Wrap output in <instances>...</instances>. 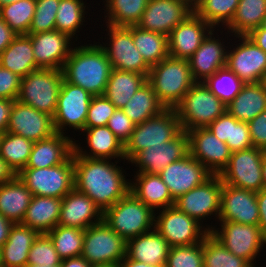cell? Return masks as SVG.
Returning <instances> with one entry per match:
<instances>
[{
    "mask_svg": "<svg viewBox=\"0 0 266 267\" xmlns=\"http://www.w3.org/2000/svg\"><path fill=\"white\" fill-rule=\"evenodd\" d=\"M81 135L86 139V148L82 142L74 139V152L81 156L93 159L122 160L125 164V145L107 126L85 128ZM86 134V135H85ZM86 136V137H85ZM79 142V143H76ZM89 149V150H88ZM88 151V152H87Z\"/></svg>",
    "mask_w": 266,
    "mask_h": 267,
    "instance_id": "26",
    "label": "cell"
},
{
    "mask_svg": "<svg viewBox=\"0 0 266 267\" xmlns=\"http://www.w3.org/2000/svg\"><path fill=\"white\" fill-rule=\"evenodd\" d=\"M219 140L232 143L233 116L227 111L207 127Z\"/></svg>",
    "mask_w": 266,
    "mask_h": 267,
    "instance_id": "56",
    "label": "cell"
},
{
    "mask_svg": "<svg viewBox=\"0 0 266 267\" xmlns=\"http://www.w3.org/2000/svg\"><path fill=\"white\" fill-rule=\"evenodd\" d=\"M189 154V139L186 131L181 130L173 139L162 145L150 146L140 151L130 162L136 172L159 174L167 165ZM138 167V168H137Z\"/></svg>",
    "mask_w": 266,
    "mask_h": 267,
    "instance_id": "19",
    "label": "cell"
},
{
    "mask_svg": "<svg viewBox=\"0 0 266 267\" xmlns=\"http://www.w3.org/2000/svg\"><path fill=\"white\" fill-rule=\"evenodd\" d=\"M85 3L83 0H60L55 30L69 35L77 42L79 39L77 33H80L82 26L87 25H84V22H87V20L85 21L88 13L86 9L89 7Z\"/></svg>",
    "mask_w": 266,
    "mask_h": 267,
    "instance_id": "42",
    "label": "cell"
},
{
    "mask_svg": "<svg viewBox=\"0 0 266 267\" xmlns=\"http://www.w3.org/2000/svg\"><path fill=\"white\" fill-rule=\"evenodd\" d=\"M36 0H20L0 7V17L17 35H28Z\"/></svg>",
    "mask_w": 266,
    "mask_h": 267,
    "instance_id": "45",
    "label": "cell"
},
{
    "mask_svg": "<svg viewBox=\"0 0 266 267\" xmlns=\"http://www.w3.org/2000/svg\"><path fill=\"white\" fill-rule=\"evenodd\" d=\"M73 47L63 68V79L82 87L92 96L103 95L112 65L98 42ZM78 45V46H77Z\"/></svg>",
    "mask_w": 266,
    "mask_h": 267,
    "instance_id": "2",
    "label": "cell"
},
{
    "mask_svg": "<svg viewBox=\"0 0 266 267\" xmlns=\"http://www.w3.org/2000/svg\"><path fill=\"white\" fill-rule=\"evenodd\" d=\"M60 0H36L35 14L28 34L55 30Z\"/></svg>",
    "mask_w": 266,
    "mask_h": 267,
    "instance_id": "49",
    "label": "cell"
},
{
    "mask_svg": "<svg viewBox=\"0 0 266 267\" xmlns=\"http://www.w3.org/2000/svg\"><path fill=\"white\" fill-rule=\"evenodd\" d=\"M238 4L239 0H195L193 12L214 29H224L233 19Z\"/></svg>",
    "mask_w": 266,
    "mask_h": 267,
    "instance_id": "41",
    "label": "cell"
},
{
    "mask_svg": "<svg viewBox=\"0 0 266 267\" xmlns=\"http://www.w3.org/2000/svg\"><path fill=\"white\" fill-rule=\"evenodd\" d=\"M103 3L105 24L128 27L139 23L148 0H104Z\"/></svg>",
    "mask_w": 266,
    "mask_h": 267,
    "instance_id": "40",
    "label": "cell"
},
{
    "mask_svg": "<svg viewBox=\"0 0 266 267\" xmlns=\"http://www.w3.org/2000/svg\"><path fill=\"white\" fill-rule=\"evenodd\" d=\"M108 37L98 43L105 51L112 69L136 72L148 77L150 66L145 62L141 53L134 45L132 32L127 27H116L105 24ZM109 40V41H108Z\"/></svg>",
    "mask_w": 266,
    "mask_h": 267,
    "instance_id": "13",
    "label": "cell"
},
{
    "mask_svg": "<svg viewBox=\"0 0 266 267\" xmlns=\"http://www.w3.org/2000/svg\"><path fill=\"white\" fill-rule=\"evenodd\" d=\"M146 82L147 76L144 74L112 69L103 95L116 109H122Z\"/></svg>",
    "mask_w": 266,
    "mask_h": 267,
    "instance_id": "36",
    "label": "cell"
},
{
    "mask_svg": "<svg viewBox=\"0 0 266 267\" xmlns=\"http://www.w3.org/2000/svg\"><path fill=\"white\" fill-rule=\"evenodd\" d=\"M253 147L266 151V110L247 122Z\"/></svg>",
    "mask_w": 266,
    "mask_h": 267,
    "instance_id": "55",
    "label": "cell"
},
{
    "mask_svg": "<svg viewBox=\"0 0 266 267\" xmlns=\"http://www.w3.org/2000/svg\"><path fill=\"white\" fill-rule=\"evenodd\" d=\"M120 160L81 157L74 152V187L104 212L130 191V179Z\"/></svg>",
    "mask_w": 266,
    "mask_h": 267,
    "instance_id": "1",
    "label": "cell"
},
{
    "mask_svg": "<svg viewBox=\"0 0 266 267\" xmlns=\"http://www.w3.org/2000/svg\"><path fill=\"white\" fill-rule=\"evenodd\" d=\"M170 246L153 230L126 241V257L157 267H165Z\"/></svg>",
    "mask_w": 266,
    "mask_h": 267,
    "instance_id": "29",
    "label": "cell"
},
{
    "mask_svg": "<svg viewBox=\"0 0 266 267\" xmlns=\"http://www.w3.org/2000/svg\"><path fill=\"white\" fill-rule=\"evenodd\" d=\"M218 221L258 225L259 207L256 192L222 183Z\"/></svg>",
    "mask_w": 266,
    "mask_h": 267,
    "instance_id": "24",
    "label": "cell"
},
{
    "mask_svg": "<svg viewBox=\"0 0 266 267\" xmlns=\"http://www.w3.org/2000/svg\"><path fill=\"white\" fill-rule=\"evenodd\" d=\"M14 223L0 213V248L6 243Z\"/></svg>",
    "mask_w": 266,
    "mask_h": 267,
    "instance_id": "62",
    "label": "cell"
},
{
    "mask_svg": "<svg viewBox=\"0 0 266 267\" xmlns=\"http://www.w3.org/2000/svg\"><path fill=\"white\" fill-rule=\"evenodd\" d=\"M107 127L125 145L134 131L135 124L122 109H116L109 118Z\"/></svg>",
    "mask_w": 266,
    "mask_h": 267,
    "instance_id": "52",
    "label": "cell"
},
{
    "mask_svg": "<svg viewBox=\"0 0 266 267\" xmlns=\"http://www.w3.org/2000/svg\"><path fill=\"white\" fill-rule=\"evenodd\" d=\"M263 84H264L265 87H266V75H265V77H264Z\"/></svg>",
    "mask_w": 266,
    "mask_h": 267,
    "instance_id": "70",
    "label": "cell"
},
{
    "mask_svg": "<svg viewBox=\"0 0 266 267\" xmlns=\"http://www.w3.org/2000/svg\"><path fill=\"white\" fill-rule=\"evenodd\" d=\"M204 267H253L246 259L228 251L209 233L203 240Z\"/></svg>",
    "mask_w": 266,
    "mask_h": 267,
    "instance_id": "46",
    "label": "cell"
},
{
    "mask_svg": "<svg viewBox=\"0 0 266 267\" xmlns=\"http://www.w3.org/2000/svg\"><path fill=\"white\" fill-rule=\"evenodd\" d=\"M221 191L222 181L220 176L212 175L203 184L176 199L174 206L200 224H203V226L204 220H211L212 216L215 221L217 219L218 223Z\"/></svg>",
    "mask_w": 266,
    "mask_h": 267,
    "instance_id": "16",
    "label": "cell"
},
{
    "mask_svg": "<svg viewBox=\"0 0 266 267\" xmlns=\"http://www.w3.org/2000/svg\"><path fill=\"white\" fill-rule=\"evenodd\" d=\"M59 257L63 259L79 257L83 251L84 230L57 225L47 233Z\"/></svg>",
    "mask_w": 266,
    "mask_h": 267,
    "instance_id": "44",
    "label": "cell"
},
{
    "mask_svg": "<svg viewBox=\"0 0 266 267\" xmlns=\"http://www.w3.org/2000/svg\"><path fill=\"white\" fill-rule=\"evenodd\" d=\"M14 100L0 98V134L6 132Z\"/></svg>",
    "mask_w": 266,
    "mask_h": 267,
    "instance_id": "57",
    "label": "cell"
},
{
    "mask_svg": "<svg viewBox=\"0 0 266 267\" xmlns=\"http://www.w3.org/2000/svg\"><path fill=\"white\" fill-rule=\"evenodd\" d=\"M81 256L92 266L119 265L126 257V241L102 220L84 230Z\"/></svg>",
    "mask_w": 266,
    "mask_h": 267,
    "instance_id": "10",
    "label": "cell"
},
{
    "mask_svg": "<svg viewBox=\"0 0 266 267\" xmlns=\"http://www.w3.org/2000/svg\"><path fill=\"white\" fill-rule=\"evenodd\" d=\"M232 38L237 41L231 42L232 44L229 41L226 67L244 84L263 82L266 75V53L248 36Z\"/></svg>",
    "mask_w": 266,
    "mask_h": 267,
    "instance_id": "14",
    "label": "cell"
},
{
    "mask_svg": "<svg viewBox=\"0 0 266 267\" xmlns=\"http://www.w3.org/2000/svg\"><path fill=\"white\" fill-rule=\"evenodd\" d=\"M119 267H157L154 265L146 264L140 261H134L125 257L118 265Z\"/></svg>",
    "mask_w": 266,
    "mask_h": 267,
    "instance_id": "64",
    "label": "cell"
},
{
    "mask_svg": "<svg viewBox=\"0 0 266 267\" xmlns=\"http://www.w3.org/2000/svg\"><path fill=\"white\" fill-rule=\"evenodd\" d=\"M22 267H61V265H53V266H49V265H36V264H30V263H26L24 266Z\"/></svg>",
    "mask_w": 266,
    "mask_h": 267,
    "instance_id": "66",
    "label": "cell"
},
{
    "mask_svg": "<svg viewBox=\"0 0 266 267\" xmlns=\"http://www.w3.org/2000/svg\"><path fill=\"white\" fill-rule=\"evenodd\" d=\"M17 176L33 196L62 199L74 188V151L65 163L48 168H23Z\"/></svg>",
    "mask_w": 266,
    "mask_h": 267,
    "instance_id": "8",
    "label": "cell"
},
{
    "mask_svg": "<svg viewBox=\"0 0 266 267\" xmlns=\"http://www.w3.org/2000/svg\"><path fill=\"white\" fill-rule=\"evenodd\" d=\"M33 195L17 176L0 185V213L14 224L21 223Z\"/></svg>",
    "mask_w": 266,
    "mask_h": 267,
    "instance_id": "34",
    "label": "cell"
},
{
    "mask_svg": "<svg viewBox=\"0 0 266 267\" xmlns=\"http://www.w3.org/2000/svg\"><path fill=\"white\" fill-rule=\"evenodd\" d=\"M265 151L257 147L231 153L227 166L219 174L222 183L258 192L264 188L262 160Z\"/></svg>",
    "mask_w": 266,
    "mask_h": 267,
    "instance_id": "15",
    "label": "cell"
},
{
    "mask_svg": "<svg viewBox=\"0 0 266 267\" xmlns=\"http://www.w3.org/2000/svg\"><path fill=\"white\" fill-rule=\"evenodd\" d=\"M62 69H36L21 79L17 100L54 116L62 85Z\"/></svg>",
    "mask_w": 266,
    "mask_h": 267,
    "instance_id": "6",
    "label": "cell"
},
{
    "mask_svg": "<svg viewBox=\"0 0 266 267\" xmlns=\"http://www.w3.org/2000/svg\"><path fill=\"white\" fill-rule=\"evenodd\" d=\"M34 142L20 135L0 134V157L18 174L29 160Z\"/></svg>",
    "mask_w": 266,
    "mask_h": 267,
    "instance_id": "43",
    "label": "cell"
},
{
    "mask_svg": "<svg viewBox=\"0 0 266 267\" xmlns=\"http://www.w3.org/2000/svg\"><path fill=\"white\" fill-rule=\"evenodd\" d=\"M17 34L0 17V54L11 44Z\"/></svg>",
    "mask_w": 266,
    "mask_h": 267,
    "instance_id": "59",
    "label": "cell"
},
{
    "mask_svg": "<svg viewBox=\"0 0 266 267\" xmlns=\"http://www.w3.org/2000/svg\"><path fill=\"white\" fill-rule=\"evenodd\" d=\"M62 199L33 196L21 224L47 234L58 225Z\"/></svg>",
    "mask_w": 266,
    "mask_h": 267,
    "instance_id": "32",
    "label": "cell"
},
{
    "mask_svg": "<svg viewBox=\"0 0 266 267\" xmlns=\"http://www.w3.org/2000/svg\"><path fill=\"white\" fill-rule=\"evenodd\" d=\"M39 233L21 223L10 230L6 243L0 248L1 267H22L28 262V255Z\"/></svg>",
    "mask_w": 266,
    "mask_h": 267,
    "instance_id": "31",
    "label": "cell"
},
{
    "mask_svg": "<svg viewBox=\"0 0 266 267\" xmlns=\"http://www.w3.org/2000/svg\"><path fill=\"white\" fill-rule=\"evenodd\" d=\"M61 267H93L82 256L63 259Z\"/></svg>",
    "mask_w": 266,
    "mask_h": 267,
    "instance_id": "63",
    "label": "cell"
},
{
    "mask_svg": "<svg viewBox=\"0 0 266 267\" xmlns=\"http://www.w3.org/2000/svg\"><path fill=\"white\" fill-rule=\"evenodd\" d=\"M135 173L134 179H130V192L140 201L154 212L174 205L175 201L159 174Z\"/></svg>",
    "mask_w": 266,
    "mask_h": 267,
    "instance_id": "30",
    "label": "cell"
},
{
    "mask_svg": "<svg viewBox=\"0 0 266 267\" xmlns=\"http://www.w3.org/2000/svg\"><path fill=\"white\" fill-rule=\"evenodd\" d=\"M62 259L55 250L47 234H39L34 240L28 255V262L36 265H61Z\"/></svg>",
    "mask_w": 266,
    "mask_h": 267,
    "instance_id": "50",
    "label": "cell"
},
{
    "mask_svg": "<svg viewBox=\"0 0 266 267\" xmlns=\"http://www.w3.org/2000/svg\"><path fill=\"white\" fill-rule=\"evenodd\" d=\"M256 199L259 207V224L262 234L266 238V188H262L256 193Z\"/></svg>",
    "mask_w": 266,
    "mask_h": 267,
    "instance_id": "58",
    "label": "cell"
},
{
    "mask_svg": "<svg viewBox=\"0 0 266 267\" xmlns=\"http://www.w3.org/2000/svg\"><path fill=\"white\" fill-rule=\"evenodd\" d=\"M93 267H119L118 265H100V266H93Z\"/></svg>",
    "mask_w": 266,
    "mask_h": 267,
    "instance_id": "69",
    "label": "cell"
},
{
    "mask_svg": "<svg viewBox=\"0 0 266 267\" xmlns=\"http://www.w3.org/2000/svg\"><path fill=\"white\" fill-rule=\"evenodd\" d=\"M226 106L204 82H195L175 107L181 129L207 128L226 112Z\"/></svg>",
    "mask_w": 266,
    "mask_h": 267,
    "instance_id": "5",
    "label": "cell"
},
{
    "mask_svg": "<svg viewBox=\"0 0 266 267\" xmlns=\"http://www.w3.org/2000/svg\"><path fill=\"white\" fill-rule=\"evenodd\" d=\"M210 232L222 245L234 255L246 259L256 267V258L266 247V238L258 225H246L233 221H218ZM265 246V247H264ZM255 261V263H254Z\"/></svg>",
    "mask_w": 266,
    "mask_h": 267,
    "instance_id": "11",
    "label": "cell"
},
{
    "mask_svg": "<svg viewBox=\"0 0 266 267\" xmlns=\"http://www.w3.org/2000/svg\"><path fill=\"white\" fill-rule=\"evenodd\" d=\"M21 79L22 77L0 65V98L17 100Z\"/></svg>",
    "mask_w": 266,
    "mask_h": 267,
    "instance_id": "53",
    "label": "cell"
},
{
    "mask_svg": "<svg viewBox=\"0 0 266 267\" xmlns=\"http://www.w3.org/2000/svg\"><path fill=\"white\" fill-rule=\"evenodd\" d=\"M92 97L82 87L63 79L53 116L56 133L67 135L68 128L74 130V134L83 131Z\"/></svg>",
    "mask_w": 266,
    "mask_h": 267,
    "instance_id": "12",
    "label": "cell"
},
{
    "mask_svg": "<svg viewBox=\"0 0 266 267\" xmlns=\"http://www.w3.org/2000/svg\"><path fill=\"white\" fill-rule=\"evenodd\" d=\"M262 28H265L266 29V16L264 17L261 25H260Z\"/></svg>",
    "mask_w": 266,
    "mask_h": 267,
    "instance_id": "68",
    "label": "cell"
},
{
    "mask_svg": "<svg viewBox=\"0 0 266 267\" xmlns=\"http://www.w3.org/2000/svg\"><path fill=\"white\" fill-rule=\"evenodd\" d=\"M0 65L20 77L36 70L31 38L28 35H17L0 54Z\"/></svg>",
    "mask_w": 266,
    "mask_h": 267,
    "instance_id": "35",
    "label": "cell"
},
{
    "mask_svg": "<svg viewBox=\"0 0 266 267\" xmlns=\"http://www.w3.org/2000/svg\"><path fill=\"white\" fill-rule=\"evenodd\" d=\"M165 267H204L203 241L170 247Z\"/></svg>",
    "mask_w": 266,
    "mask_h": 267,
    "instance_id": "48",
    "label": "cell"
},
{
    "mask_svg": "<svg viewBox=\"0 0 266 267\" xmlns=\"http://www.w3.org/2000/svg\"><path fill=\"white\" fill-rule=\"evenodd\" d=\"M231 152L246 150L253 147L247 122L238 121L233 116L232 143H226Z\"/></svg>",
    "mask_w": 266,
    "mask_h": 267,
    "instance_id": "54",
    "label": "cell"
},
{
    "mask_svg": "<svg viewBox=\"0 0 266 267\" xmlns=\"http://www.w3.org/2000/svg\"><path fill=\"white\" fill-rule=\"evenodd\" d=\"M18 1L20 0H0V7L7 5V4L14 3V2H18Z\"/></svg>",
    "mask_w": 266,
    "mask_h": 267,
    "instance_id": "67",
    "label": "cell"
},
{
    "mask_svg": "<svg viewBox=\"0 0 266 267\" xmlns=\"http://www.w3.org/2000/svg\"><path fill=\"white\" fill-rule=\"evenodd\" d=\"M147 81L165 108H175L196 82L188 59L170 56L151 66Z\"/></svg>",
    "mask_w": 266,
    "mask_h": 267,
    "instance_id": "3",
    "label": "cell"
},
{
    "mask_svg": "<svg viewBox=\"0 0 266 267\" xmlns=\"http://www.w3.org/2000/svg\"><path fill=\"white\" fill-rule=\"evenodd\" d=\"M212 222L203 226L173 205L155 212L154 228L170 247L193 245L202 242L214 229Z\"/></svg>",
    "mask_w": 266,
    "mask_h": 267,
    "instance_id": "9",
    "label": "cell"
},
{
    "mask_svg": "<svg viewBox=\"0 0 266 267\" xmlns=\"http://www.w3.org/2000/svg\"><path fill=\"white\" fill-rule=\"evenodd\" d=\"M210 91L228 105L241 91L244 83L227 67L219 69L204 81Z\"/></svg>",
    "mask_w": 266,
    "mask_h": 267,
    "instance_id": "47",
    "label": "cell"
},
{
    "mask_svg": "<svg viewBox=\"0 0 266 267\" xmlns=\"http://www.w3.org/2000/svg\"><path fill=\"white\" fill-rule=\"evenodd\" d=\"M6 132L37 142L51 137L56 130L53 116L14 100Z\"/></svg>",
    "mask_w": 266,
    "mask_h": 267,
    "instance_id": "21",
    "label": "cell"
},
{
    "mask_svg": "<svg viewBox=\"0 0 266 267\" xmlns=\"http://www.w3.org/2000/svg\"><path fill=\"white\" fill-rule=\"evenodd\" d=\"M159 175L175 201L183 194L203 184L213 174L188 154L184 158L167 165Z\"/></svg>",
    "mask_w": 266,
    "mask_h": 267,
    "instance_id": "20",
    "label": "cell"
},
{
    "mask_svg": "<svg viewBox=\"0 0 266 267\" xmlns=\"http://www.w3.org/2000/svg\"><path fill=\"white\" fill-rule=\"evenodd\" d=\"M212 29L209 23L193 12L168 36L169 56L189 59Z\"/></svg>",
    "mask_w": 266,
    "mask_h": 267,
    "instance_id": "25",
    "label": "cell"
},
{
    "mask_svg": "<svg viewBox=\"0 0 266 267\" xmlns=\"http://www.w3.org/2000/svg\"><path fill=\"white\" fill-rule=\"evenodd\" d=\"M115 110V105L104 95L93 96L89 105L85 128L107 126L109 118Z\"/></svg>",
    "mask_w": 266,
    "mask_h": 267,
    "instance_id": "51",
    "label": "cell"
},
{
    "mask_svg": "<svg viewBox=\"0 0 266 267\" xmlns=\"http://www.w3.org/2000/svg\"><path fill=\"white\" fill-rule=\"evenodd\" d=\"M165 109L148 81L135 92L122 108L135 125L160 114Z\"/></svg>",
    "mask_w": 266,
    "mask_h": 267,
    "instance_id": "39",
    "label": "cell"
},
{
    "mask_svg": "<svg viewBox=\"0 0 266 267\" xmlns=\"http://www.w3.org/2000/svg\"><path fill=\"white\" fill-rule=\"evenodd\" d=\"M181 130L175 108H166L160 114L135 125L130 139L125 143L126 163H129L140 151L173 139Z\"/></svg>",
    "mask_w": 266,
    "mask_h": 267,
    "instance_id": "7",
    "label": "cell"
},
{
    "mask_svg": "<svg viewBox=\"0 0 266 267\" xmlns=\"http://www.w3.org/2000/svg\"><path fill=\"white\" fill-rule=\"evenodd\" d=\"M219 32V35L225 34V37L227 38V44L226 38L224 39L223 36L219 37ZM230 35L231 34L228 31L226 32V29L220 30L218 28L216 30L213 28L202 41L199 48L188 59L191 74L196 82H204L208 77L215 74L219 69L226 67L227 50L229 44L228 40H233L230 39Z\"/></svg>",
    "mask_w": 266,
    "mask_h": 267,
    "instance_id": "18",
    "label": "cell"
},
{
    "mask_svg": "<svg viewBox=\"0 0 266 267\" xmlns=\"http://www.w3.org/2000/svg\"><path fill=\"white\" fill-rule=\"evenodd\" d=\"M262 179L264 183V188H266V151L262 160Z\"/></svg>",
    "mask_w": 266,
    "mask_h": 267,
    "instance_id": "65",
    "label": "cell"
},
{
    "mask_svg": "<svg viewBox=\"0 0 266 267\" xmlns=\"http://www.w3.org/2000/svg\"><path fill=\"white\" fill-rule=\"evenodd\" d=\"M266 16V0H239L236 13L224 28L231 36H247Z\"/></svg>",
    "mask_w": 266,
    "mask_h": 267,
    "instance_id": "38",
    "label": "cell"
},
{
    "mask_svg": "<svg viewBox=\"0 0 266 267\" xmlns=\"http://www.w3.org/2000/svg\"><path fill=\"white\" fill-rule=\"evenodd\" d=\"M102 220L101 209L75 187L62 198L58 225L85 230Z\"/></svg>",
    "mask_w": 266,
    "mask_h": 267,
    "instance_id": "27",
    "label": "cell"
},
{
    "mask_svg": "<svg viewBox=\"0 0 266 267\" xmlns=\"http://www.w3.org/2000/svg\"><path fill=\"white\" fill-rule=\"evenodd\" d=\"M74 138L55 133L47 139L34 142L25 168H48L65 163L73 154Z\"/></svg>",
    "mask_w": 266,
    "mask_h": 267,
    "instance_id": "28",
    "label": "cell"
},
{
    "mask_svg": "<svg viewBox=\"0 0 266 267\" xmlns=\"http://www.w3.org/2000/svg\"><path fill=\"white\" fill-rule=\"evenodd\" d=\"M28 36L31 38L37 69H62L75 46L74 39L57 30Z\"/></svg>",
    "mask_w": 266,
    "mask_h": 267,
    "instance_id": "23",
    "label": "cell"
},
{
    "mask_svg": "<svg viewBox=\"0 0 266 267\" xmlns=\"http://www.w3.org/2000/svg\"><path fill=\"white\" fill-rule=\"evenodd\" d=\"M17 177L13 168L0 157V185L10 182Z\"/></svg>",
    "mask_w": 266,
    "mask_h": 267,
    "instance_id": "61",
    "label": "cell"
},
{
    "mask_svg": "<svg viewBox=\"0 0 266 267\" xmlns=\"http://www.w3.org/2000/svg\"><path fill=\"white\" fill-rule=\"evenodd\" d=\"M103 220L128 241L154 229L155 212L129 191L103 212Z\"/></svg>",
    "mask_w": 266,
    "mask_h": 267,
    "instance_id": "4",
    "label": "cell"
},
{
    "mask_svg": "<svg viewBox=\"0 0 266 267\" xmlns=\"http://www.w3.org/2000/svg\"><path fill=\"white\" fill-rule=\"evenodd\" d=\"M189 139V154L205 166L213 175H219L227 166L231 150L208 128L186 131Z\"/></svg>",
    "mask_w": 266,
    "mask_h": 267,
    "instance_id": "22",
    "label": "cell"
},
{
    "mask_svg": "<svg viewBox=\"0 0 266 267\" xmlns=\"http://www.w3.org/2000/svg\"><path fill=\"white\" fill-rule=\"evenodd\" d=\"M192 13V0H148L137 26L169 36Z\"/></svg>",
    "mask_w": 266,
    "mask_h": 267,
    "instance_id": "17",
    "label": "cell"
},
{
    "mask_svg": "<svg viewBox=\"0 0 266 267\" xmlns=\"http://www.w3.org/2000/svg\"><path fill=\"white\" fill-rule=\"evenodd\" d=\"M264 110L266 87L263 82L244 84L241 91L226 106V111L242 122H249Z\"/></svg>",
    "mask_w": 266,
    "mask_h": 267,
    "instance_id": "33",
    "label": "cell"
},
{
    "mask_svg": "<svg viewBox=\"0 0 266 267\" xmlns=\"http://www.w3.org/2000/svg\"><path fill=\"white\" fill-rule=\"evenodd\" d=\"M259 48L266 53V29L261 26L247 35Z\"/></svg>",
    "mask_w": 266,
    "mask_h": 267,
    "instance_id": "60",
    "label": "cell"
},
{
    "mask_svg": "<svg viewBox=\"0 0 266 267\" xmlns=\"http://www.w3.org/2000/svg\"><path fill=\"white\" fill-rule=\"evenodd\" d=\"M127 28L132 32L135 47L150 67L169 57L167 35L145 30L137 25Z\"/></svg>",
    "mask_w": 266,
    "mask_h": 267,
    "instance_id": "37",
    "label": "cell"
}]
</instances>
